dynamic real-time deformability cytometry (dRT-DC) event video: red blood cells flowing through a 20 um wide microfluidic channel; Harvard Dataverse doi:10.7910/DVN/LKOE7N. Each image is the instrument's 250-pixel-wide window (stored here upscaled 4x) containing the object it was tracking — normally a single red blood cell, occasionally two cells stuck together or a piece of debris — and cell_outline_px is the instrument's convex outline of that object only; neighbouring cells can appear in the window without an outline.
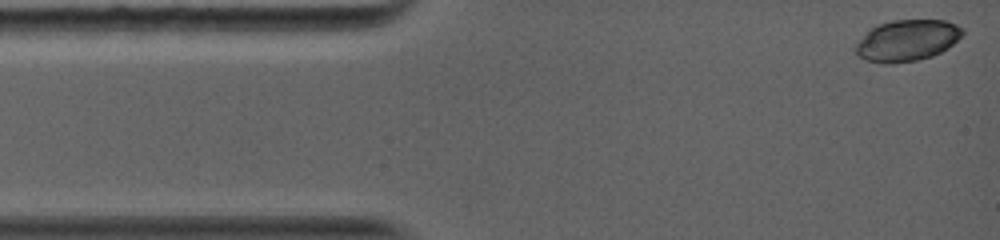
{"species": "common noctule bat (a hibernating species)", "species_latin": "Nyctalus noctula", "temperature_condition": "warm", "stored_images_in_passage": 26, "camera_frame_rate_fps": 5000, "um_per_image_px": 0.085, "animal": {"sex": "female", "body_mass_g": 19.0, "forearm_length_mm": 56.7}, "frame": {"image": 1, "passage_image": 1, "time_ms": 0.0, "image_size_px": [1000, 240], "cell_outline_px": [[964, 32], [948, 48], [932, 56], [916, 60], [892, 64], [884, 64], [864, 60], [856, 52], [856, 44], [872, 28], [880, 24], [892, 20], [944, 20], [956, 24], [964, 28]], "centroid_in_image_um": [77.12, 3.44], "position_along_channel_um": 7.9, "area_um2": 25.49}}
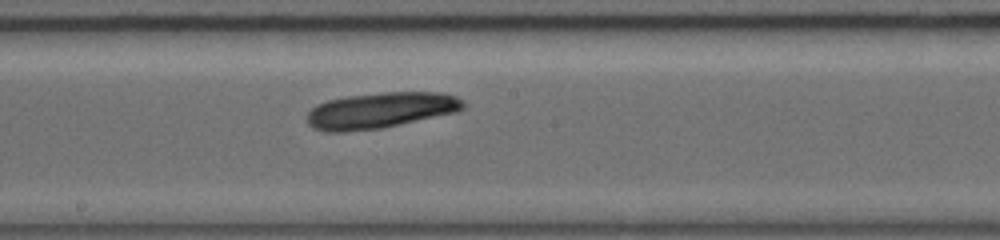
{"frame": {"image": 2, "passage_image": 15, "time_ms": 6.8, "image_size_px": [1000, 240], "cell_outline_px": [[464, 108], [456, 112], [380, 128], [344, 132], [324, 132], [312, 128], [308, 124], [308, 112], [316, 104], [328, 100], [348, 96], [384, 92], [440, 92], [456, 96], [464, 100]], "centroid_in_image_um": [32.32, 9.38], "position_along_channel_um": 215.9, "area_um2": 32.6}}
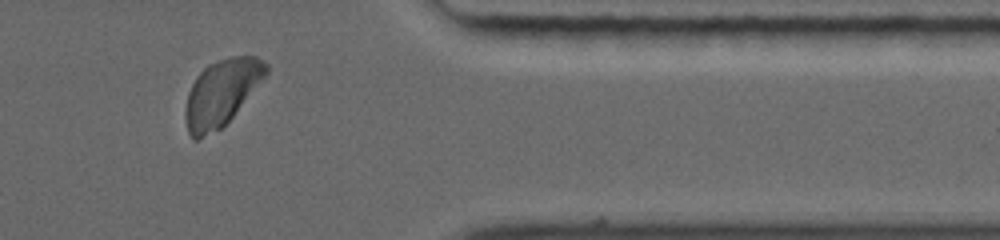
{"frame": {"image": 3, "passage_image": 25, "time_ms": 11.4, "image_size_px": [1000, 240], "cell_outline_px": [[268, 72], [232, 116], [220, 128], [196, 140], [192, 140], [188, 132], [184, 116], [184, 112], [188, 92], [196, 76], [208, 64], [228, 56], [256, 56], [268, 64]], "centroid_in_image_um": [18.79, 7.86], "position_along_channel_um": 392.6, "area_um2": 30.75}}